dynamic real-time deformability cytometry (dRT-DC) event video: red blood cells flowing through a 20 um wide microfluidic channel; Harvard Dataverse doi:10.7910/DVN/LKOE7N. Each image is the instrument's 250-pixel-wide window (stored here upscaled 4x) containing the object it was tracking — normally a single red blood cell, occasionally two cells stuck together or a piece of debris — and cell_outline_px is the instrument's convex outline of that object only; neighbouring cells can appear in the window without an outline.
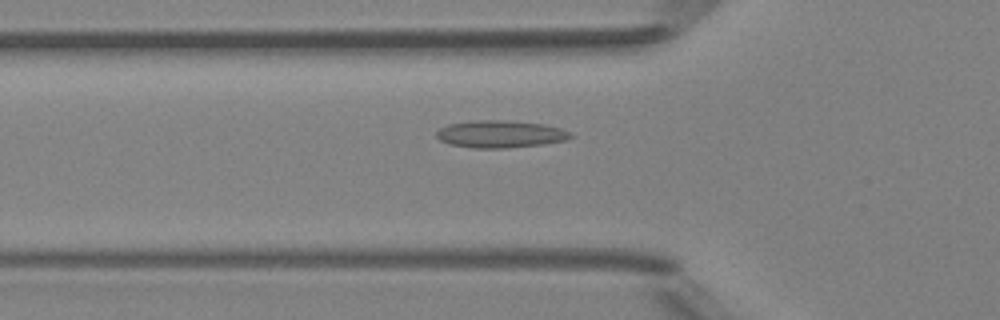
{"species": "Egyptian fruit bat (a non-hibernating species)", "species_latin": "Rousettus aegyptiacus", "temperature_condition": "room temperature", "stored_images_in_passage": 49, "camera_frame_rate_fps": 3000, "um_per_image_px": 0.085, "animal": {"sex": "female"}, "frame": {"image": 1, "passage_image": 17, "time_ms": 5.333, "image_size_px": [1000, 320], "cell_outline_px": [[572, 136], [568, 140], [544, 144], [508, 148], [472, 148], [448, 144], [440, 140], [436, 136], [436, 132], [440, 128], [448, 124], [476, 120], [504, 120], [544, 124], [560, 128], [572, 132]], "centroid_in_image_um": [42.54, 11.4], "position_along_channel_um": 83.3, "area_um2": 21.5}}
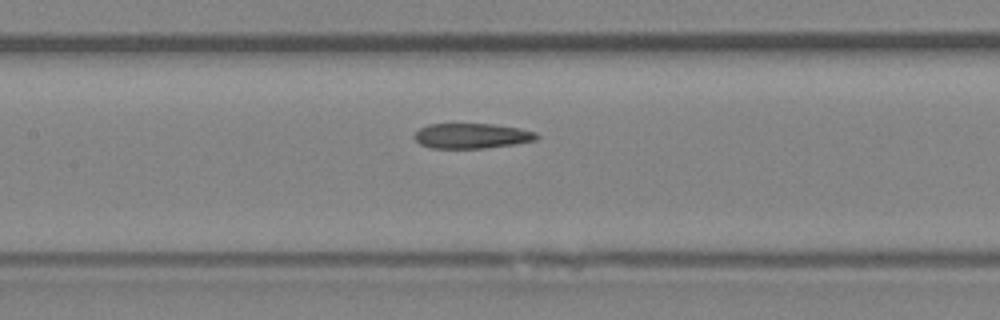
{"frame": {"image": 2, "passage_image": 23, "time_ms": 7.333, "image_size_px": [1000, 320], "cell_outline_px": [[540, 136], [536, 140], [512, 144], [484, 148], [432, 148], [420, 144], [412, 136], [420, 128], [428, 124], [492, 124], [520, 128], [536, 132]], "centroid_in_image_um": [40.09, 11.54], "position_along_channel_um": 167.3, "area_um2": 17.86}}
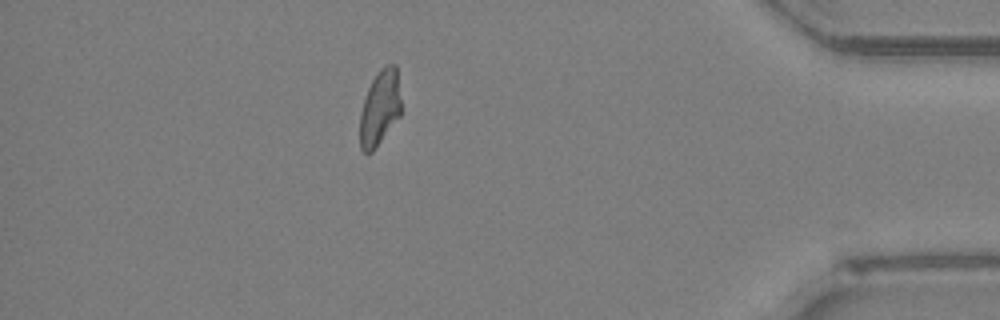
{"frame": {"image": 3, "passage_image": 43, "time_ms": 14.0, "image_size_px": [1000, 320], "cell_outline_px": [[400, 116], [372, 152], [368, 156], [360, 148], [360, 112], [368, 88], [372, 80], [380, 68], [388, 64], [396, 64], [400, 100]], "centroid_in_image_um": [32.27, 9.19], "position_along_channel_um": 402.9, "area_um2": 17.98}, "authors_computed_cell_mechanics": {"area_um2": 18.9006, "velocity_mm_per_s": 4.2007, "shape_relaxation_time_tau1_ms": null, "shape_relaxation_time_tau2_ms": 5.9388, "deformation_change_tau1": null, "deformation_change_tau2": 0.1401}}